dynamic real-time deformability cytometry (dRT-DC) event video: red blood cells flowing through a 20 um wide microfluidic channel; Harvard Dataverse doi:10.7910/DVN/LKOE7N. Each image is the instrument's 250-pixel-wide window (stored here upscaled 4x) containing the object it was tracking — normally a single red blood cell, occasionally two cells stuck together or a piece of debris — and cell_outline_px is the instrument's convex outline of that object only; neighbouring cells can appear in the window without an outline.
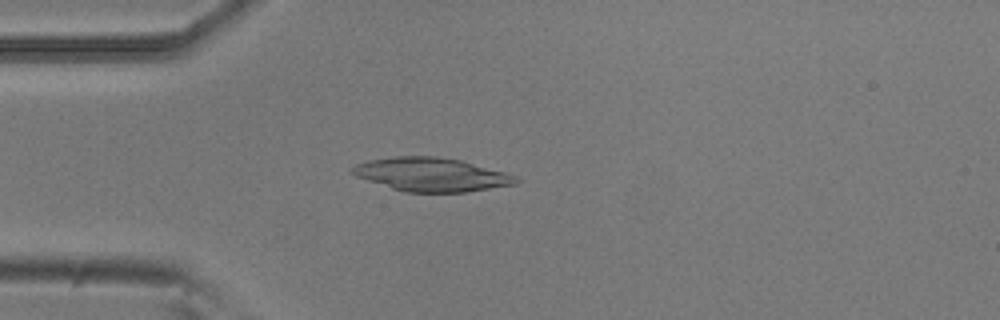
{"species": "common noctule bat (a hibernating species)", "species_latin": "Nyctalus noctula", "temperature_condition": "room temperature", "stored_images_in_passage": 4, "camera_frame_rate_fps": 3000, "um_per_image_px": 0.085, "animal": {"sex": "male", "body_mass_g": 20.5, "forearm_length_mm": 52.5}, "frame": {"image": 1, "passage_image": 4, "time_ms": 1.0, "image_size_px": [1000, 320], "cell_outline_px": [[520, 180], [516, 184], [464, 192], [404, 192], [356, 176], [352, 172], [352, 168], [356, 164], [368, 160], [396, 156], [436, 156], [460, 160], [504, 172], [516, 176]], "centroid_in_image_um": [36.67, 14.83], "position_along_channel_um": 48.3, "area_um2": 31.67}}